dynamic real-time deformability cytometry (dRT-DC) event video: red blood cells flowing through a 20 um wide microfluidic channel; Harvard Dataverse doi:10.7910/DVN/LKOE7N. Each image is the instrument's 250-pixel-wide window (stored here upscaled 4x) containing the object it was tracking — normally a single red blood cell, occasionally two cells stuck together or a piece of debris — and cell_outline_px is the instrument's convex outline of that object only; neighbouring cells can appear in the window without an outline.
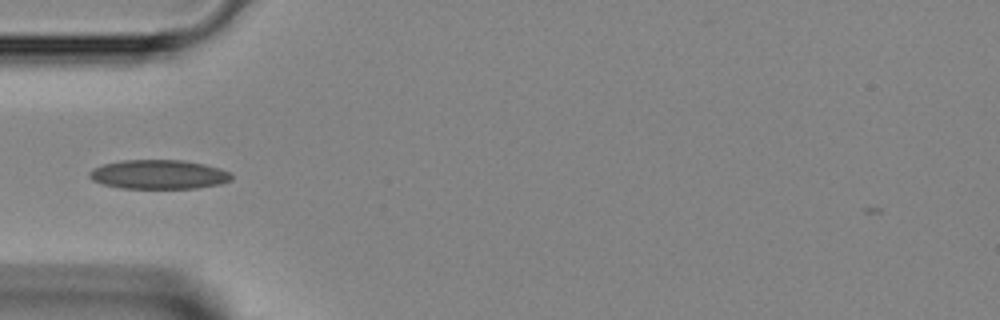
{"species": "Egyptian fruit bat (a non-hibernating species)", "species_latin": "Rousettus aegyptiacus", "temperature_condition": "room temperature", "stored_images_in_passage": 24, "camera_frame_rate_fps": 3000, "um_per_image_px": 0.085, "animal": {"sex": "female"}, "frame": {"image": 1, "passage_image": 1, "time_ms": 0.0, "image_size_px": [1000, 320], "cell_outline_px": [[232, 180], [220, 184], [196, 188], [120, 188], [104, 184], [92, 180], [88, 176], [88, 172], [92, 168], [104, 164], [120, 160], [184, 160], [204, 164], [220, 168], [232, 172]], "centroid_in_image_um": [13.5, 14.82], "position_along_channel_um": 71.5, "area_um2": 24.33}}
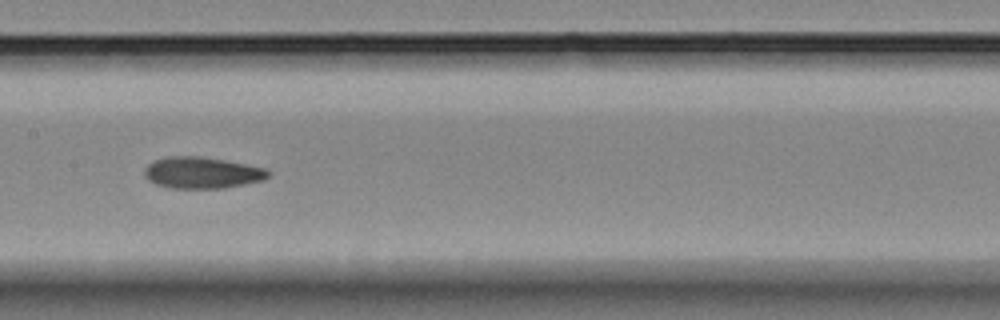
{"frame": {"image": 2, "passage_image": 9, "time_ms": 2.667, "image_size_px": [1000, 320], "cell_outline_px": [[272, 172], [264, 180], [224, 188], [168, 188], [156, 184], [148, 180], [144, 176], [144, 168], [152, 160], [168, 156], [200, 156], [224, 160], [268, 168]], "centroid_in_image_um": [17.16, 14.67], "position_along_channel_um": 190.2, "area_um2": 22.95}}
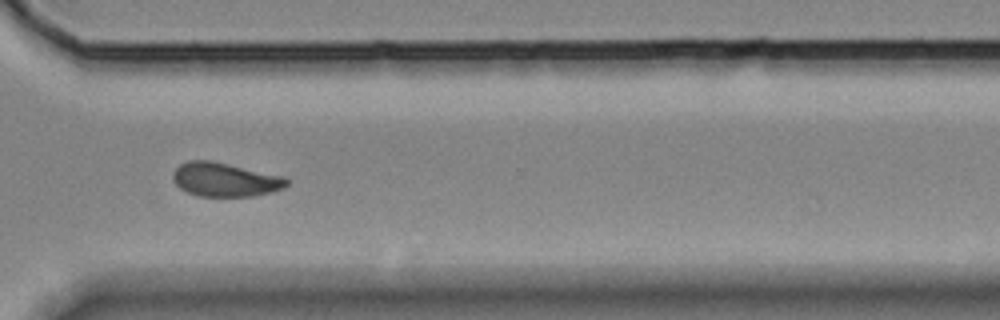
{"frame": {"image": 3, "passage_image": 20, "time_ms": 6.333, "image_size_px": [1000, 320], "cell_outline_px": [[288, 184], [284, 188], [272, 192], [252, 196], [196, 196], [180, 188], [172, 180], [172, 172], [180, 164], [188, 160], [212, 160], [284, 176], [288, 180]], "centroid_in_image_um": [19.11, 15.26], "position_along_channel_um": 351.5, "area_um2": 22.66}}